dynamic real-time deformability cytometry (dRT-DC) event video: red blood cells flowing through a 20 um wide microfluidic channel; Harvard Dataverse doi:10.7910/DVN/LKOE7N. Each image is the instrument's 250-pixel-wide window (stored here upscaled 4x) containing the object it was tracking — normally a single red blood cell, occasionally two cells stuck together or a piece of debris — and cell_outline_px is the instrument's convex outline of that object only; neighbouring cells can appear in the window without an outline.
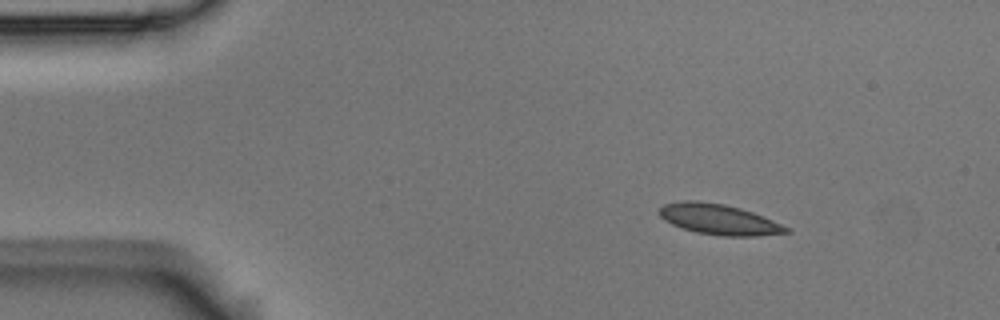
{"species": "Egyptian fruit bat (a non-hibernating species)", "species_latin": "Rousettus aegyptiacus", "temperature_condition": "room temperature", "stored_images_in_passage": 15, "camera_frame_rate_fps": 3000, "um_per_image_px": 0.085, "animal": {"sex": "male"}, "frame": {"image": 1, "passage_image": 7, "time_ms": 2.0, "image_size_px": [1000, 320], "cell_outline_px": [[792, 232], [756, 236], [720, 236], [696, 232], [672, 224], [664, 220], [660, 216], [660, 208], [664, 204], [684, 200], [696, 200], [724, 204], [740, 208], [752, 212], [792, 228]], "centroid_in_image_um": [61.14, 18.65], "position_along_channel_um": 23.9, "area_um2": 22.54}}